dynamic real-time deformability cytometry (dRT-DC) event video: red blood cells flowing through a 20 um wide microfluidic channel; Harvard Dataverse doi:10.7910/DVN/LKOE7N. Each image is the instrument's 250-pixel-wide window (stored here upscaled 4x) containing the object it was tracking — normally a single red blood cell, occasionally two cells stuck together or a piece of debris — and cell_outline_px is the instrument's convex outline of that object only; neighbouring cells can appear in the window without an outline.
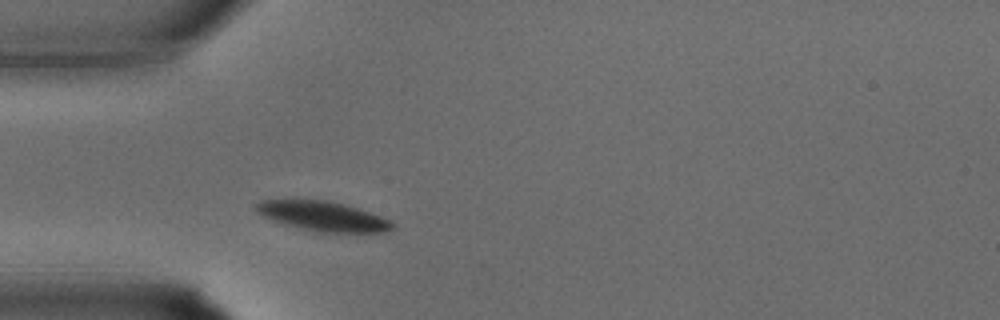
{"species": "common noctule bat (a hibernating species)", "species_latin": "Nyctalus noctula", "temperature_condition": "warm", "stored_images_in_passage": 20, "camera_frame_rate_fps": 3000, "um_per_image_px": 0.085, "animal": {"sex": "male", "body_mass_g": 15.6}, "frame": {"image": 1, "passage_image": 1, "time_ms": 0.0, "image_size_px": [1000, 320], "cell_outline_px": [[396, 228], [384, 232], [320, 232], [288, 224], [264, 216], [256, 212], [256, 204], [264, 200], [328, 200], [344, 204], [380, 216], [396, 224]], "centroid_in_image_um": [27.51, 18.37], "position_along_channel_um": 57.5, "area_um2": 22.89}}
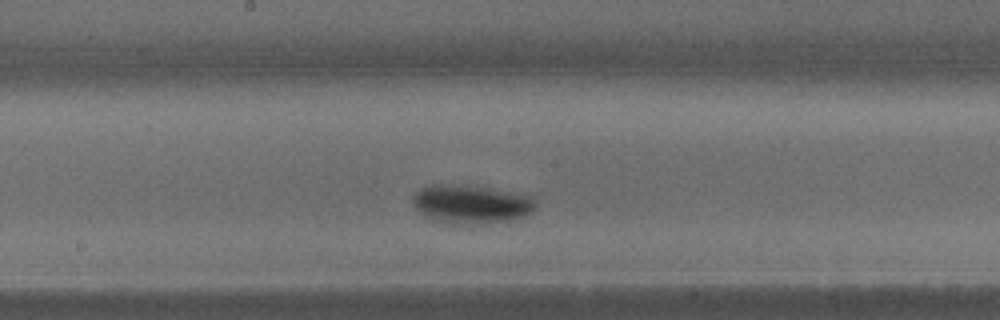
{"frame": {"image": 2, "passage_image": 9, "time_ms": 2.667, "image_size_px": [1000, 320], "cell_outline_px": [[536, 204], [524, 216], [512, 220], [484, 224], [448, 224], [428, 220], [416, 208], [412, 200], [412, 192], [420, 188], [436, 184], [440, 184], [488, 188], [532, 196], [536, 200]], "centroid_in_image_um": [39.97, 17.38], "position_along_channel_um": 208.2, "area_um2": 27.74}}
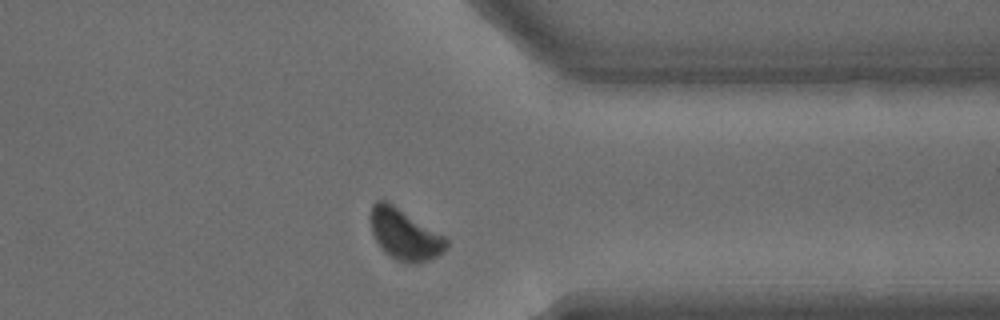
{"frame": {"image": 3, "passage_image": 18, "time_ms": 5.667, "image_size_px": [1000, 320], "cell_outline_px": [[448, 244], [444, 252], [428, 260], [416, 264], [408, 264], [396, 260], [388, 256], [384, 252], [376, 240], [372, 232], [368, 216], [372, 204], [376, 200], [384, 200], [392, 204], [444, 236], [448, 240]], "centroid_in_image_um": [34.35, 19.95], "position_along_channel_um": 377.0, "area_um2": 22.54}}